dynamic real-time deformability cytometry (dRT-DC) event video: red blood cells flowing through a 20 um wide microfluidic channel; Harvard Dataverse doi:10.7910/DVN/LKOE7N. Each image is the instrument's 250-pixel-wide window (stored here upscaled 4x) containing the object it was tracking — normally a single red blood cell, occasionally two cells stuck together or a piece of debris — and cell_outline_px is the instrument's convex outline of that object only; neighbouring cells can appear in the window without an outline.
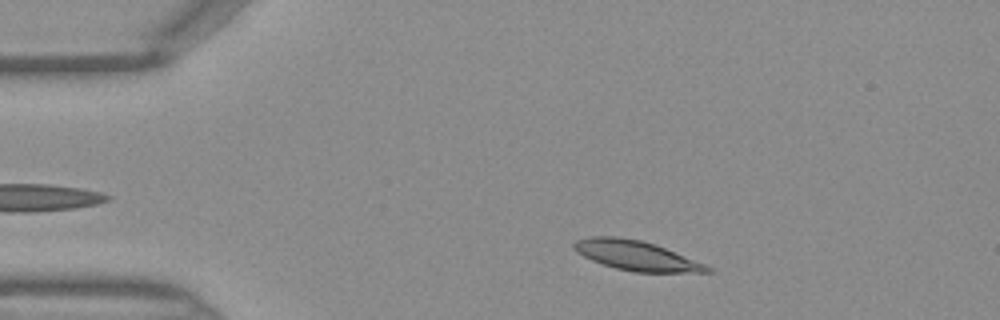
{"species": "Egyptian fruit bat (a non-hibernating species)", "species_latin": "Rousettus aegyptiacus", "temperature_condition": "warm", "stored_images_in_passage": 35, "camera_frame_rate_fps": 3000, "um_per_image_px": 0.085, "frame": {"image": 1, "passage_image": 3, "time_ms": 0.667, "image_size_px": [1000, 320], "cell_outline_px": [[712, 272], [632, 272], [616, 268], [592, 260], [576, 252], [572, 248], [572, 244], [576, 240], [588, 236], [616, 236], [640, 240], [656, 244], [704, 264], [712, 268]], "centroid_in_image_um": [54.03, 21.71], "position_along_channel_um": 31.0, "area_um2": 22.95}}
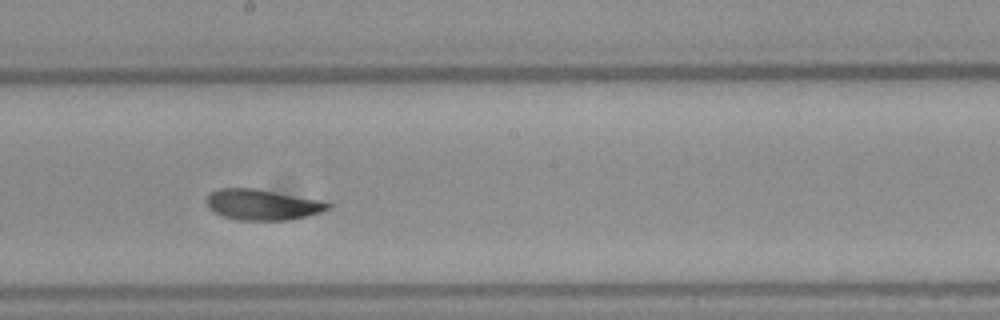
{"frame": {"image": 2, "passage_image": 20, "time_ms": 6.333, "image_size_px": [1000, 320], "cell_outline_px": [[332, 204], [324, 212], [308, 216], [288, 220], [240, 220], [224, 216], [208, 208], [204, 200], [212, 192], [220, 188], [256, 188], [320, 200]], "centroid_in_image_um": [22.31, 17.39], "position_along_channel_um": 225.9, "area_um2": 21.73}}
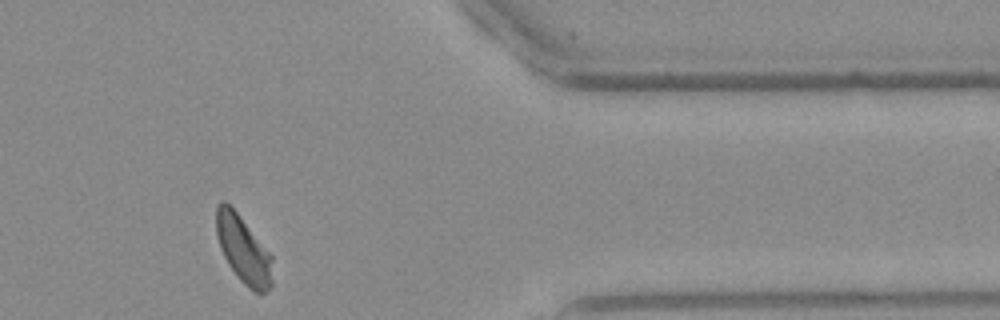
{"frame": {"image": 3, "passage_image": 33, "time_ms": 10.667, "image_size_px": [1000, 320], "cell_outline_px": [[272, 284], [264, 292], [256, 292], [248, 288], [236, 276], [228, 264], [220, 248], [216, 236], [216, 208], [220, 200], [224, 200], [236, 212], [272, 256]], "centroid_in_image_um": [20.66, 21.22], "position_along_channel_um": 390.7, "area_um2": 21.73}}